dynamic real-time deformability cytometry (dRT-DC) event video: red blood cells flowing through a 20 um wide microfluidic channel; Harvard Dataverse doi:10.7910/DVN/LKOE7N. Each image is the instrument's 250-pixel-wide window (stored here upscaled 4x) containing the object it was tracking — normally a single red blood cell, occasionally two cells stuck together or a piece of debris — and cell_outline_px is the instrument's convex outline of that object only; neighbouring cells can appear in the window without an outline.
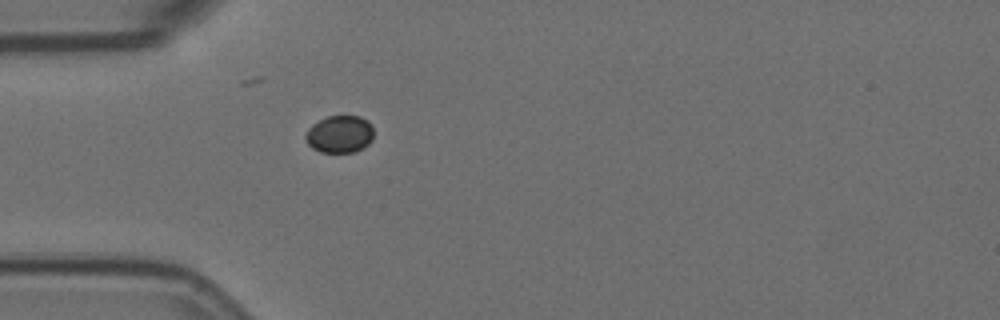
{"species": "Egyptian fruit bat (a non-hibernating species)", "species_latin": "Rousettus aegyptiacus", "temperature_condition": "room temperature", "stored_images_in_passage": 42, "camera_frame_rate_fps": 3000, "um_per_image_px": 0.085, "animal": {"sex": "female"}, "frame": {"image": 1, "passage_image": 1, "time_ms": 0.0, "image_size_px": [1000, 320], "cell_outline_px": [[372, 140], [364, 148], [356, 152], [320, 152], [312, 148], [308, 144], [304, 136], [308, 128], [312, 124], [328, 116], [360, 116], [368, 120], [372, 124]], "centroid_in_image_um": [28.88, 11.41], "position_along_channel_um": 56.1, "area_um2": 14.97}}
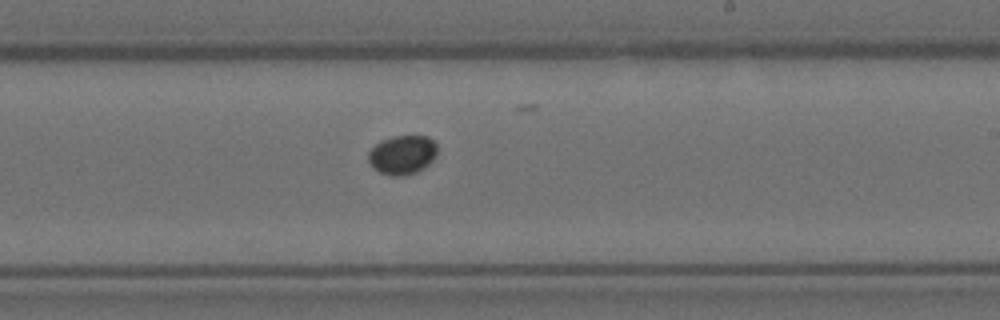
{"frame": {"image": 2, "passage_image": 18, "time_ms": 5.667, "image_size_px": [1000, 320], "cell_outline_px": [[436, 156], [424, 168], [416, 172], [404, 176], [392, 176], [380, 172], [372, 168], [368, 160], [368, 152], [380, 140], [396, 136], [428, 136], [436, 144]], "centroid_in_image_um": [34.18, 13.17], "position_along_channel_um": 254.8, "area_um2": 15.72}}
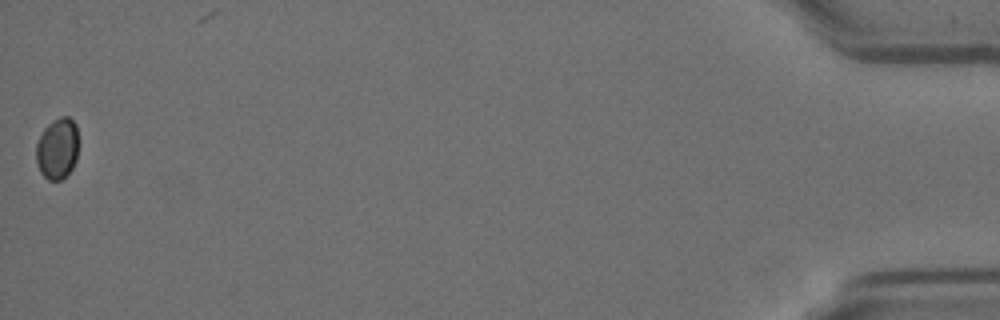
{"frame": {"image": 3, "passage_image": 41, "time_ms": 13.333, "image_size_px": [1000, 320], "cell_outline_px": [[76, 160], [72, 168], [60, 180], [48, 180], [40, 172], [36, 160], [36, 144], [44, 128], [52, 120], [60, 116], [68, 116], [76, 124]], "centroid_in_image_um": [4.85, 12.61], "position_along_channel_um": 430.4, "area_um2": 14.91}}